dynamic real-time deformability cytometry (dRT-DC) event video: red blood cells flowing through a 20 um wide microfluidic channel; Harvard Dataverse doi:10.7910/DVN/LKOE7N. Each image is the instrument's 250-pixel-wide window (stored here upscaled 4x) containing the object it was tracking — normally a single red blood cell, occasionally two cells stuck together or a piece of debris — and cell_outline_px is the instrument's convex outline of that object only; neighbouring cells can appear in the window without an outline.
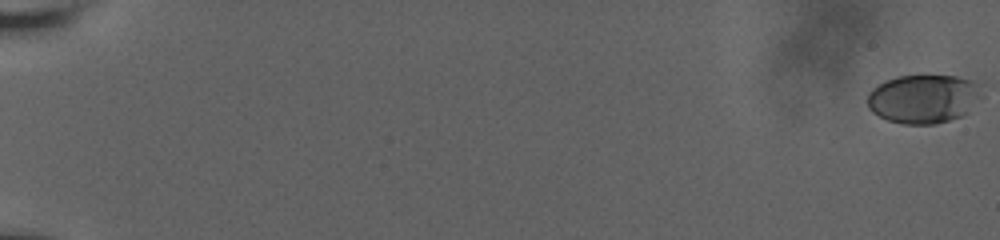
{"species": "human", "species_latin": "Homo sapiens", "temperature_condition": "room temperature", "stored_images_in_passage": 60, "camera_frame_rate_fps": 3000, "um_per_image_px": 0.085, "donor": {"sex": "male"}, "frame": {"image": 1, "passage_image": 1, "time_ms": 0.0, "image_size_px": [1000, 240], "cell_outline_px": [[976, 92], [968, 112], [960, 116], [936, 124], [904, 124], [888, 120], [872, 112], [868, 108], [868, 92], [872, 88], [884, 80], [900, 76], [956, 76], [972, 80], [976, 84]], "centroid_in_image_um": [78.37, 8.4], "position_along_channel_um": 6.6, "area_um2": 31.62}}
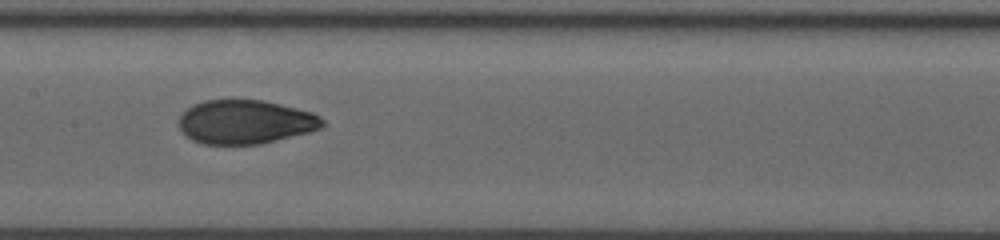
{"frame": {"image": 2, "passage_image": 34, "time_ms": 11.0, "image_size_px": [1000, 240], "cell_outline_px": [[324, 124], [320, 128], [308, 132], [260, 144], [204, 144], [192, 140], [180, 128], [180, 116], [192, 104], [204, 100], [264, 100], [312, 112], [320, 116], [324, 120]], "centroid_in_image_um": [20.86, 10.36], "position_along_channel_um": 186.5, "area_um2": 36.47}}
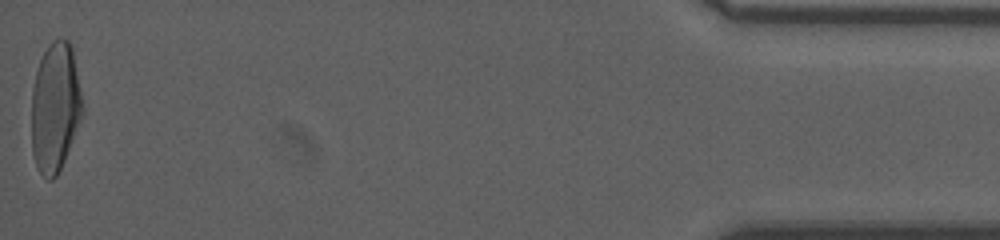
{"frame": {"image": 3, "passage_image": 60, "time_ms": 19.667, "image_size_px": [1000, 240], "cell_outline_px": [[84, 112], [64, 160], [56, 176], [52, 180], [48, 180], [36, 168], [32, 152], [32, 88], [36, 72], [40, 60], [44, 52], [52, 40], [68, 40], [72, 44], [84, 108]], "centroid_in_image_um": [4.7, 9.12], "position_along_channel_um": 430.5, "area_um2": 38.49}, "authors_computed_cell_mechanics": {"area_um2": 36.703, "velocity_mm_per_s": 3.7794, "shape_relaxation_time_tau1_ms": 6.1547, "shape_relaxation_time_tau2_ms": 1.0055, "deformation_change_tau1": 0.2306, "deformation_change_tau2": 0.0542}}